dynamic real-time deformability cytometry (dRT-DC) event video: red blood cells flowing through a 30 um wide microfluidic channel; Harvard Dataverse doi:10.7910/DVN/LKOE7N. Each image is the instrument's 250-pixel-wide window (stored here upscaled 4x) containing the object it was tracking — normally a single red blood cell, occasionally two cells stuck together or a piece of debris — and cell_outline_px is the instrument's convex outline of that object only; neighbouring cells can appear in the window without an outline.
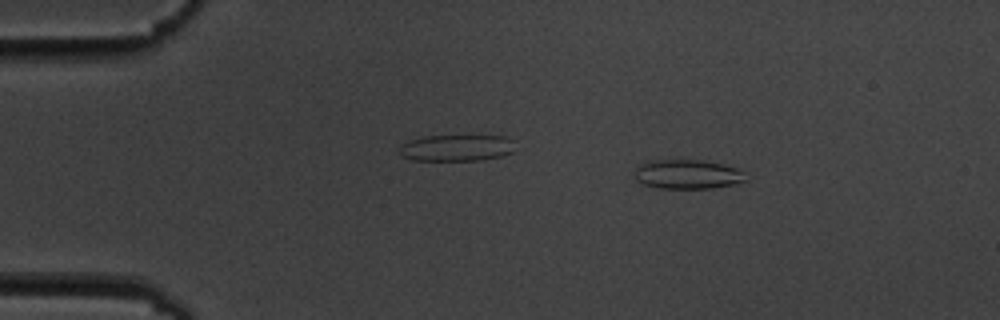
{"species": "common noctule bat (a hibernating species)", "species_latin": "Nyctalus noctula", "temperature_condition": "cold", "stored_images_in_passage": 7, "camera_frame_rate_fps": 3000, "um_per_image_px": 0.085, "animal": {"sex": "male", "body_mass_g": 19.5, "forearm_length_mm": 54.6}, "frame": {"image": 1, "passage_image": 2, "time_ms": 1.333, "image_size_px": [1000, 320], "cell_outline_px": [[744, 180], [732, 184], [712, 188], [660, 188], [644, 184], [636, 180], [632, 176], [636, 168], [644, 160], [700, 160], [720, 164], [736, 168], [740, 172]], "centroid_in_image_um": [58.29, 14.8], "position_along_channel_um": 26.7, "area_um2": 18.67}}
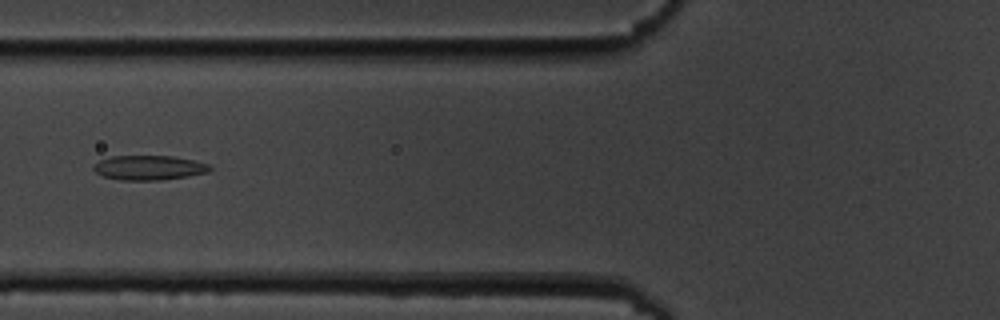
{"frame": {"image": 2, "passage_image": 6, "time_ms": 5.667, "image_size_px": [1000, 320], "cell_outline_px": [[212, 168], [208, 172], [188, 176], [160, 180], [124, 180], [104, 176], [96, 172], [92, 168], [100, 160], [112, 156], [172, 156], [192, 160], [208, 164]], "centroid_in_image_um": [12.67, 14.25], "position_along_channel_um": 113.1, "area_um2": 16.42}}
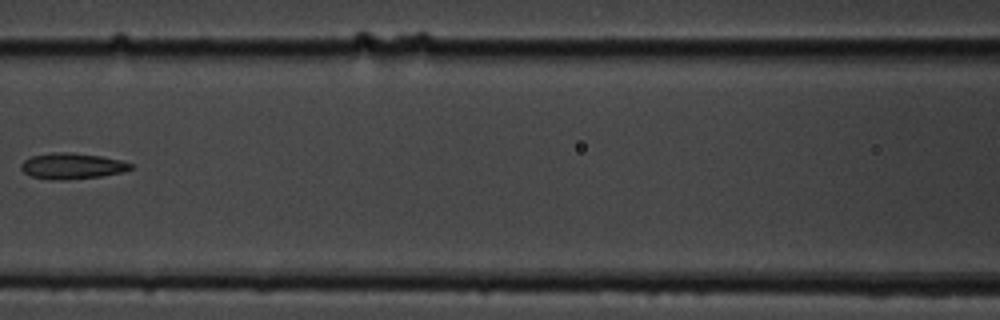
{"frame": {"image": 3, "passage_image": 7, "time_ms": 7.0, "image_size_px": [1000, 320], "cell_outline_px": [[132, 168], [124, 172], [100, 176], [64, 180], [48, 180], [32, 176], [24, 172], [20, 168], [20, 164], [24, 160], [32, 156], [52, 152], [72, 152], [100, 156], [120, 160], [132, 164]], "centroid_in_image_um": [6.1, 14.11], "position_along_channel_um": 160.5, "area_um2": 16.59}}